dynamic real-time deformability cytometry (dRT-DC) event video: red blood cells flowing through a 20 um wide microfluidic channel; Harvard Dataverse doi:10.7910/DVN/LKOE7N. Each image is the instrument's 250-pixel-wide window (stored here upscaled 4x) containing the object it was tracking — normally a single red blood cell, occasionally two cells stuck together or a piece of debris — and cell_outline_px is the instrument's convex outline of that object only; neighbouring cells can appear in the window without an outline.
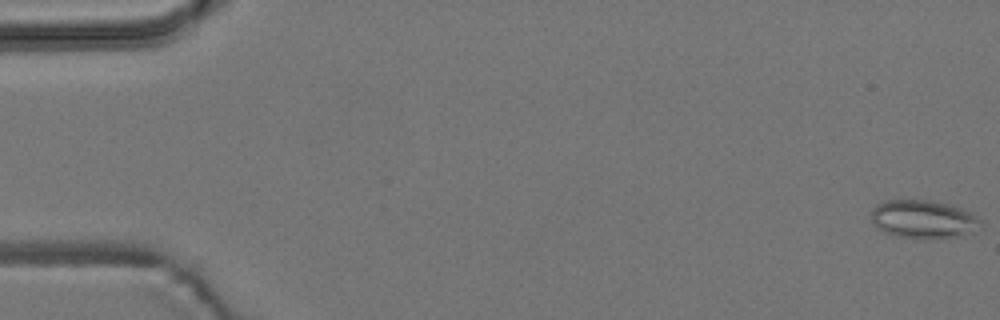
{"species": "common noctule bat (a hibernating species)", "species_latin": "Nyctalus noctula", "temperature_condition": "room temperature", "stored_images_in_passage": 8, "camera_frame_rate_fps": 3000, "um_per_image_px": 0.085, "animal": {"sex": "male", "body_mass_g": 19.2, "forearm_length_mm": 51.8}, "frame": {"image": 1, "passage_image": 1, "time_ms": 0.0, "image_size_px": [1000, 320], "cell_outline_px": [[984, 228], [976, 232], [964, 236], [900, 236], [884, 232], [872, 220], [872, 208], [876, 204], [884, 200], [932, 200], [948, 204], [960, 208], [984, 220]], "centroid_in_image_um": [78.58, 18.6], "position_along_channel_um": 6.4, "area_um2": 24.04}}
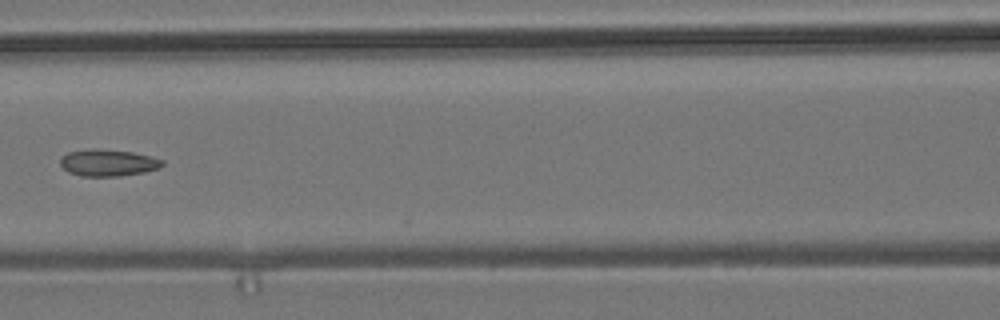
{"frame": {"image": 2, "passage_image": 7, "time_ms": 8.0, "image_size_px": [1000, 320], "cell_outline_px": [[164, 164], [160, 168], [144, 172], [120, 176], [80, 176], [68, 172], [60, 164], [60, 156], [68, 152], [96, 148], [132, 152], [164, 160]], "centroid_in_image_um": [9.17, 13.83], "position_along_channel_um": 157.4, "area_um2": 15.95}}
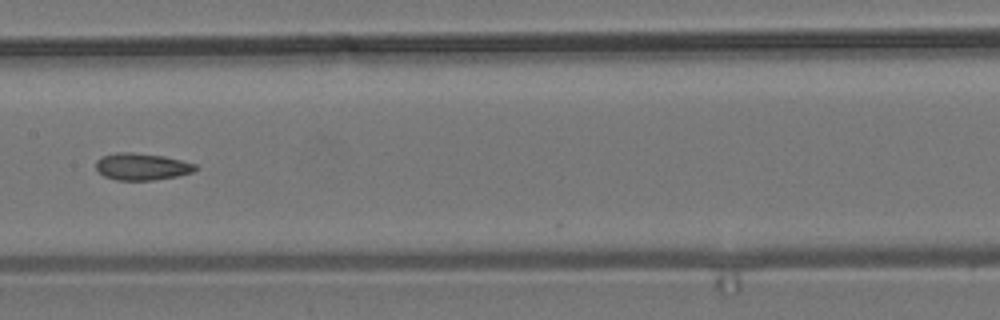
{"frame": {"image": 3, "passage_image": 8, "time_ms": 9.0, "image_size_px": [1000, 320], "cell_outline_px": [[196, 168], [192, 172], [176, 176], [152, 180], [116, 180], [104, 176], [96, 168], [96, 160], [100, 156], [116, 152], [132, 152], [164, 156], [196, 164]], "centroid_in_image_um": [12.01, 14.15], "position_along_channel_um": 195.4, "area_um2": 15.55}}